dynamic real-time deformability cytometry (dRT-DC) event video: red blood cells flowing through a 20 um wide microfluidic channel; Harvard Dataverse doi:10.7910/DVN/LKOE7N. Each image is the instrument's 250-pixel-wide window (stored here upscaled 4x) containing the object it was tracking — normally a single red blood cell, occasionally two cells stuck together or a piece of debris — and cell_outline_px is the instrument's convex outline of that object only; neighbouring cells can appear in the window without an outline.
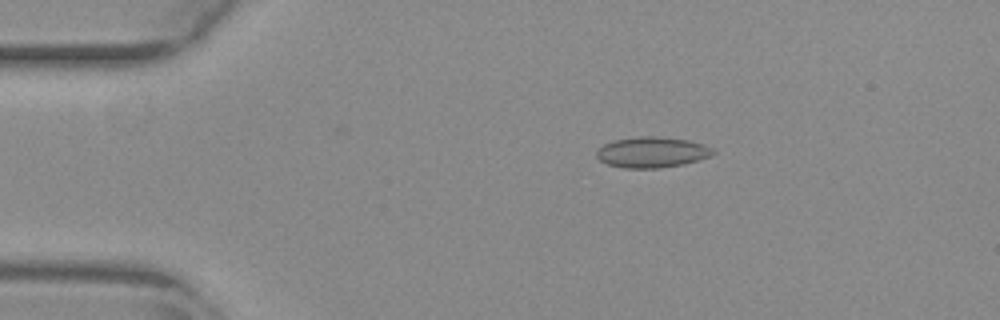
{"species": "common noctule bat (a hibernating species)", "species_latin": "Nyctalus noctula", "temperature_condition": "warm", "stored_images_in_passage": 44, "camera_frame_rate_fps": 3000, "um_per_image_px": 0.085, "animal": {"sex": "female", "body_mass_g": 29.2, "forearm_length_mm": 56.3}, "frame": {"image": 1, "passage_image": 1, "time_ms": 0.0, "image_size_px": [1000, 320], "cell_outline_px": [[716, 152], [712, 156], [684, 164], [656, 168], [624, 168], [608, 164], [600, 160], [596, 156], [596, 152], [604, 144], [612, 140], [640, 136], [656, 136], [688, 140], [704, 144], [712, 148]], "centroid_in_image_um": [55.43, 12.93], "position_along_channel_um": 29.6, "area_um2": 20.87}}
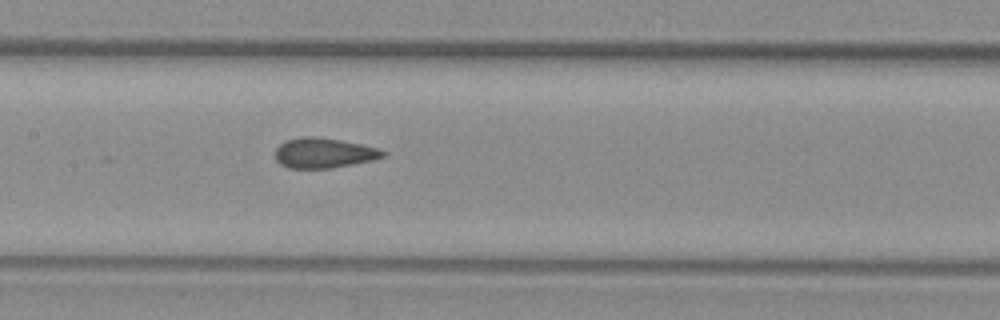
{"frame": {"image": 2, "passage_image": 17, "time_ms": 5.333, "image_size_px": [1000, 320], "cell_outline_px": [[388, 152], [384, 156], [372, 160], [332, 168], [288, 168], [280, 164], [276, 160], [276, 148], [280, 144], [288, 140], [300, 136], [312, 136], [340, 140], [380, 148]], "centroid_in_image_um": [27.53, 13.0], "position_along_channel_um": 179.9, "area_um2": 18.84}}
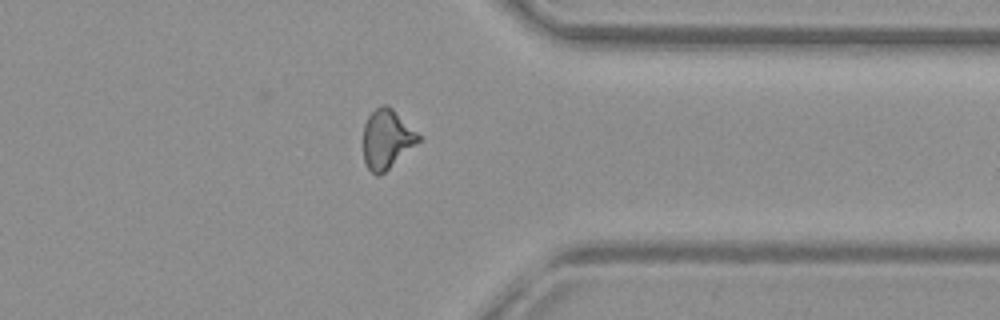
{"frame": {"image": 3, "passage_image": 33, "time_ms": 10.667, "image_size_px": [1000, 320], "cell_outline_px": [[420, 140], [380, 176], [376, 176], [368, 168], [364, 160], [364, 124], [368, 116], [376, 108], [384, 104], [388, 104], [420, 136]], "centroid_in_image_um": [32.85, 11.82], "position_along_channel_um": 378.6, "area_um2": 18.61}, "authors_computed_cell_mechanics": {"area_um2": 18.9295, "velocity_mm_per_s": 3.8641, "shape_relaxation_time_tau1_ms": null, "shape_relaxation_time_tau2_ms": 1.7224, "deformation_change_tau1": null, "deformation_change_tau2": 0.0809}}